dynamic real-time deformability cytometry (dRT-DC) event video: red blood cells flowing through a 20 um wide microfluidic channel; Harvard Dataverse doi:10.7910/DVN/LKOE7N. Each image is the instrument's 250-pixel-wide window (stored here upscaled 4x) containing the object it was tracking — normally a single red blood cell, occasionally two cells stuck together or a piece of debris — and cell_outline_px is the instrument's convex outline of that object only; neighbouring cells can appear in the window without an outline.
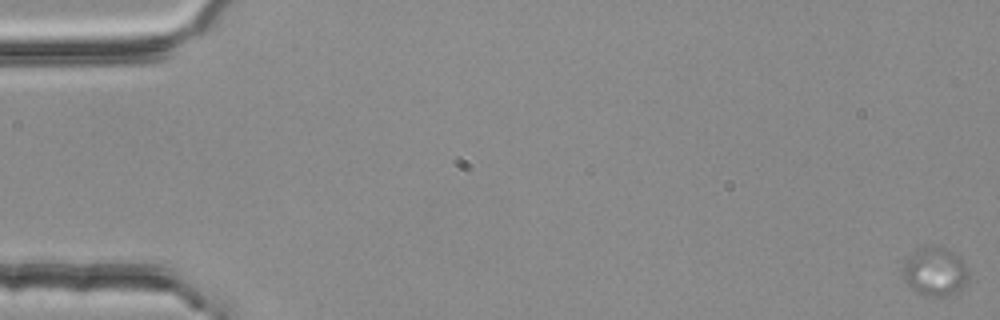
{"species": "common noctule bat (a hibernating species)", "species_latin": "Nyctalus noctula", "temperature_condition": "room temperature", "stored_images_in_passage": 26, "camera_frame_rate_fps": 3000, "um_per_image_px": 0.085, "animal": {"sex": "female", "body_mass_g": 25.1}, "frame": {"image": 1, "passage_image": 1, "time_ms": 0.0, "image_size_px": [1000, 320], "cell_outline_px": [[968, 280], [956, 292], [948, 296], [924, 296], [916, 292], [900, 276], [900, 268], [904, 260], [916, 248], [948, 248], [960, 256], [968, 272]], "centroid_in_image_um": [79.41, 23.09], "position_along_channel_um": 5.6, "area_um2": 18.84}}
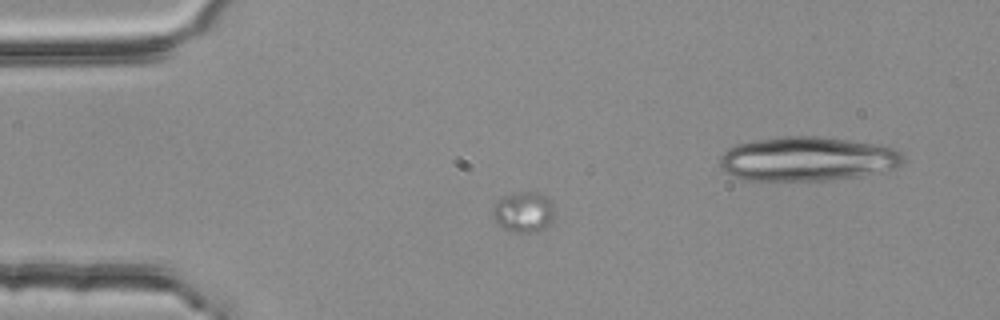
{"frame": {"image": 2, "passage_image": 15, "time_ms": 4.667, "image_size_px": [1000, 320], "cell_outline_px": [[552, 220], [544, 228], [536, 232], [512, 232], [500, 228], [492, 212], [496, 200], [512, 192], [544, 192], [552, 204]], "centroid_in_image_um": [44.48, 18.0], "position_along_channel_um": 40.5, "area_um2": 14.68}}